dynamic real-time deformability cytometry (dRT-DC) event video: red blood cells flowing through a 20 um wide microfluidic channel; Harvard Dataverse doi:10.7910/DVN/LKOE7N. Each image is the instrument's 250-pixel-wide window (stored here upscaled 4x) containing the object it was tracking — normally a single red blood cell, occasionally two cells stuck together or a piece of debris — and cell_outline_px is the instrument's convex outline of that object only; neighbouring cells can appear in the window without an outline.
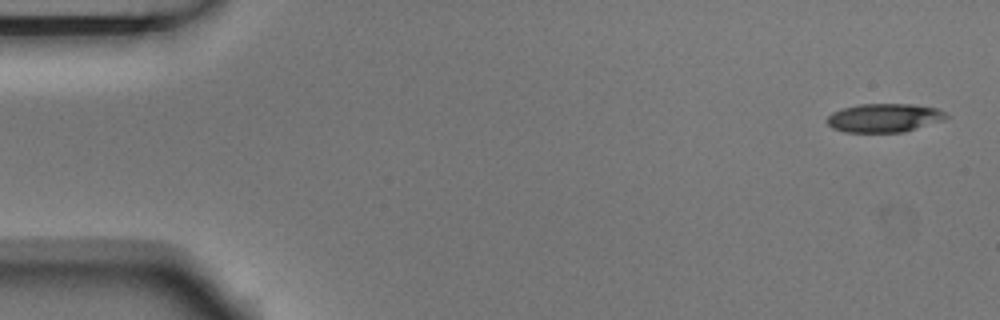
{"species": "Egyptian fruit bat (a non-hibernating species)", "species_latin": "Rousettus aegyptiacus", "temperature_condition": "room temperature", "stored_images_in_passage": 4, "segment_of_instrument_passage": [2, 2], "camera_frame_rate_fps": 3000, "um_per_image_px": 0.085, "animal": {"sex": "male"}, "frame": {"image": 1, "passage_image": 4, "time_ms": 1.0, "image_size_px": [1000, 320], "cell_outline_px": [[948, 116], [944, 120], [904, 132], [844, 132], [832, 128], [824, 120], [832, 112], [844, 108], [860, 104], [916, 104], [936, 108], [944, 112]], "centroid_in_image_um": [75.14, 10.02], "position_along_channel_um": 9.9, "area_um2": 19.94}}